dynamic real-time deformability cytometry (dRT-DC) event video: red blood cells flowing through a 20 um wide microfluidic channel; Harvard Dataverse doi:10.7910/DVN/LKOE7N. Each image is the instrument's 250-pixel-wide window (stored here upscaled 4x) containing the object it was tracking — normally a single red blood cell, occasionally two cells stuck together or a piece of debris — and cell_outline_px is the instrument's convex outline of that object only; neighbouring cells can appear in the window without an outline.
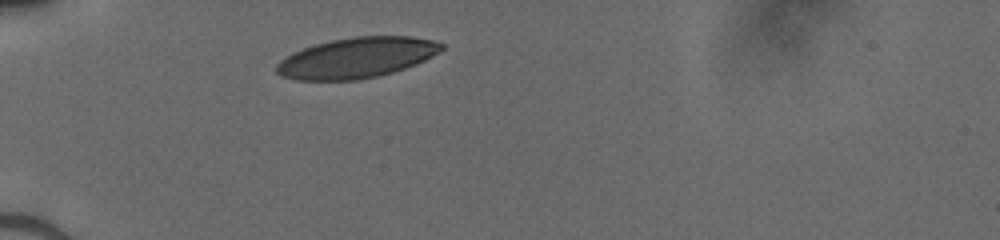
{"species": "human", "species_latin": "Homo sapiens", "temperature_condition": "cold", "stored_images_in_passage": 28, "camera_frame_rate_fps": 3000, "um_per_image_px": 0.085, "donor": {"sex": "male"}, "frame": {"image": 1, "passage_image": 1, "time_ms": 0.0, "image_size_px": [1000, 240], "cell_outline_px": [[444, 48], [440, 52], [416, 64], [392, 72], [360, 80], [296, 80], [280, 76], [276, 72], [276, 64], [280, 60], [292, 52], [316, 44], [332, 40], [352, 36], [412, 36], [432, 40], [444, 44]], "centroid_in_image_um": [30.3, 4.91], "position_along_channel_um": 54.7, "area_um2": 38.96}}
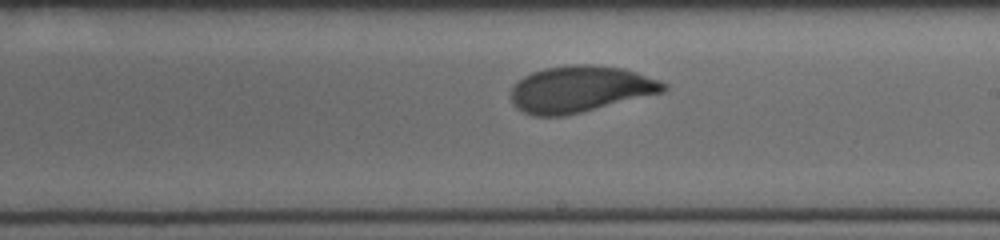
{"frame": {"image": 2, "passage_image": 16, "time_ms": 5.0, "image_size_px": [1000, 240], "cell_outline_px": [[668, 88], [664, 92], [564, 116], [532, 116], [516, 108], [512, 104], [512, 84], [516, 80], [532, 72], [544, 68], [568, 64], [592, 64], [624, 68], [660, 80], [668, 84]], "centroid_in_image_um": [49.3, 7.56], "position_along_channel_um": 239.7, "area_um2": 41.56}}
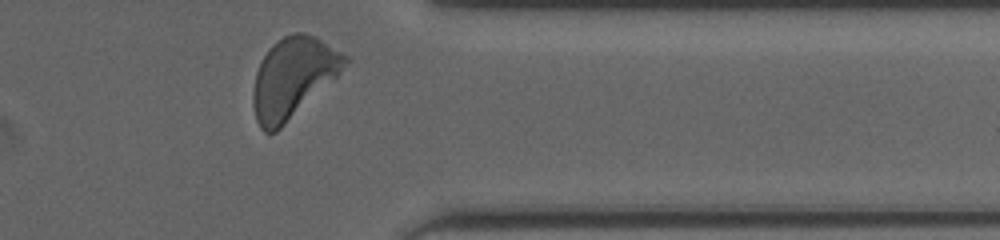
{"frame": {"image": 3, "passage_image": 27, "time_ms": 8.667, "image_size_px": [1000, 240], "cell_outline_px": [[348, 64], [336, 76], [276, 132], [264, 132], [260, 128], [256, 120], [252, 104], [252, 92], [256, 72], [268, 48], [272, 44], [284, 36], [292, 32], [300, 32], [316, 36], [348, 56]], "centroid_in_image_um": [24.88, 6.58], "position_along_channel_um": 386.5, "area_um2": 42.43}}